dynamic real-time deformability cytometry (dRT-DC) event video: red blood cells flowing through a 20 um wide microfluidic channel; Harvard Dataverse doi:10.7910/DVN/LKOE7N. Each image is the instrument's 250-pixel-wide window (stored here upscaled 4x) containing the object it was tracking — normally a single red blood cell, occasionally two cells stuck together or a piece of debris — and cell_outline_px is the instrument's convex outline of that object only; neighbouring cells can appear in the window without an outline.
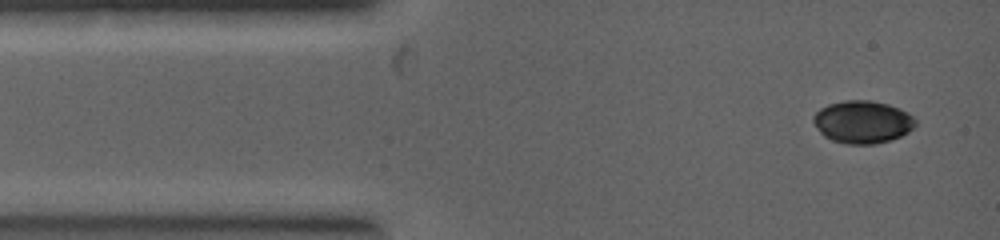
{"species": "common noctule bat (a hibernating species)", "species_latin": "Nyctalus noctula", "temperature_condition": "warm", "stored_images_in_passage": 5, "camera_frame_rate_fps": 5000, "um_per_image_px": 0.085, "animal": {"sex": "female", "body_mass_g": 19.0, "forearm_length_mm": 53.3}, "frame": {"image": 1, "passage_image": 1, "time_ms": 0.0, "image_size_px": [1000, 240], "cell_outline_px": [[916, 124], [908, 132], [892, 140], [876, 144], [844, 144], [832, 140], [824, 136], [816, 128], [812, 120], [812, 116], [820, 108], [828, 104], [844, 100], [872, 100], [888, 104], [900, 108], [908, 112], [916, 120]], "centroid_in_image_um": [73.31, 10.36], "position_along_channel_um": 11.7, "area_um2": 25.66}}
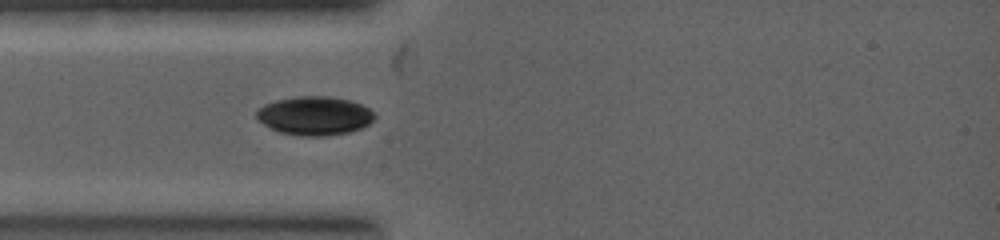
{"frame": {"image": 2, "passage_image": 5, "time_ms": 1.6, "image_size_px": [1000, 240], "cell_outline_px": [[376, 116], [368, 124], [360, 128], [348, 132], [328, 136], [300, 136], [280, 132], [256, 120], [256, 112], [260, 108], [276, 100], [300, 96], [328, 96], [348, 100], [360, 104], [368, 108]], "centroid_in_image_um": [26.73, 9.85], "position_along_channel_um": 58.3, "area_um2": 26.36}}